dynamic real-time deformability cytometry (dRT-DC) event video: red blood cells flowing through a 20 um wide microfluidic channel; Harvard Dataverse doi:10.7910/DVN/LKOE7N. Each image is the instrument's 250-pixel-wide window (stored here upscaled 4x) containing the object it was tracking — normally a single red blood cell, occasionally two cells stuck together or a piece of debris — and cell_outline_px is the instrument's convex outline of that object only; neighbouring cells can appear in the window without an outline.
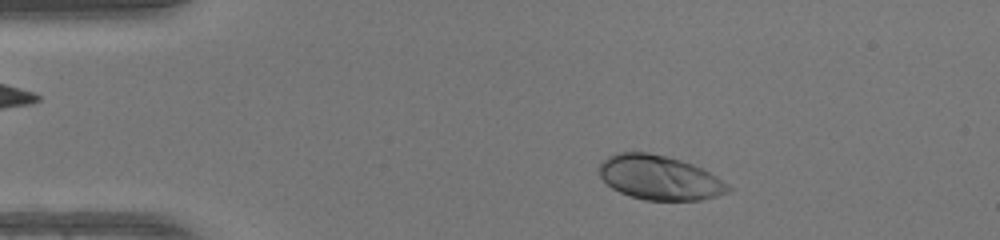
{"species": "human", "species_latin": "Homo sapiens", "temperature_condition": "warm", "stored_images_in_passage": 46, "camera_frame_rate_fps": 3000, "um_per_image_px": 0.085, "donor": {"sex": "female"}, "frame": {"image": 1, "passage_image": 5, "time_ms": 1.333, "image_size_px": [1000, 240], "cell_outline_px": [[736, 188], [728, 192], [716, 196], [700, 200], [644, 200], [620, 192], [612, 188], [600, 176], [600, 164], [608, 156], [620, 152], [648, 152], [680, 160], [692, 164], [716, 176]], "centroid_in_image_um": [56.09, 15.11], "position_along_channel_um": 28.9, "area_um2": 33.12}}
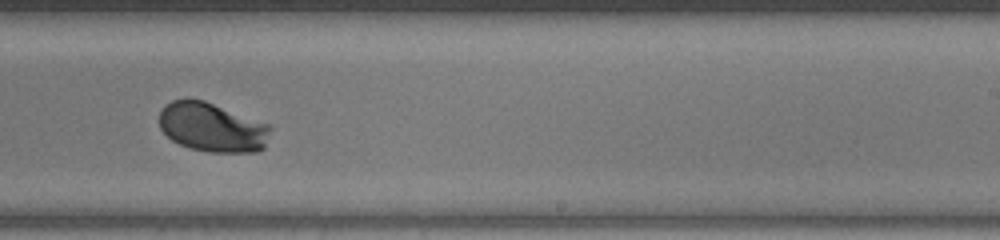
{"frame": {"image": 2, "passage_image": 27, "time_ms": 8.667, "image_size_px": [1000, 240], "cell_outline_px": [[272, 128], [264, 148], [256, 152], [208, 152], [188, 148], [172, 140], [160, 128], [160, 112], [164, 104], [172, 100], [188, 96], [204, 100], [272, 124]], "centroid_in_image_um": [18.05, 10.79], "position_along_channel_um": 271.0, "area_um2": 32.6}}
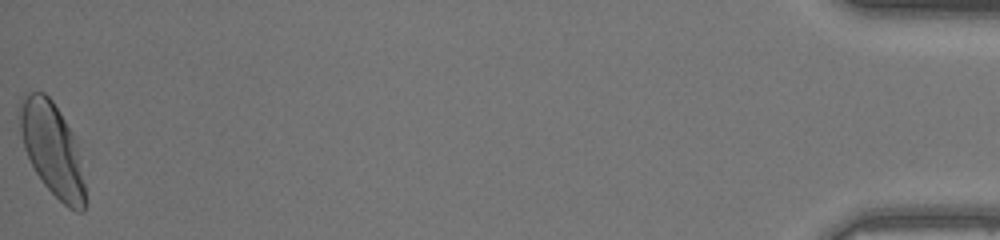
{"frame": {"image": 3, "passage_image": 46, "time_ms": 15.0, "image_size_px": [1000, 240], "cell_outline_px": [[84, 212], [76, 212], [68, 208], [44, 184], [36, 172], [24, 148], [20, 132], [16, 108], [28, 92], [44, 92], [52, 100], [72, 132], [76, 148], [84, 184]], "centroid_in_image_um": [4.38, 12.65], "position_along_channel_um": 430.8, "area_um2": 34.8}, "authors_computed_cell_mechanics": {"area_um2": 32.3102, "velocity_mm_per_s": 4.1516, "shape_relaxation_time_tau1_ms": 1.8627, "shape_relaxation_time_tau2_ms": null, "deformation_change_tau1": 0.1544, "deformation_change_tau2": null}}